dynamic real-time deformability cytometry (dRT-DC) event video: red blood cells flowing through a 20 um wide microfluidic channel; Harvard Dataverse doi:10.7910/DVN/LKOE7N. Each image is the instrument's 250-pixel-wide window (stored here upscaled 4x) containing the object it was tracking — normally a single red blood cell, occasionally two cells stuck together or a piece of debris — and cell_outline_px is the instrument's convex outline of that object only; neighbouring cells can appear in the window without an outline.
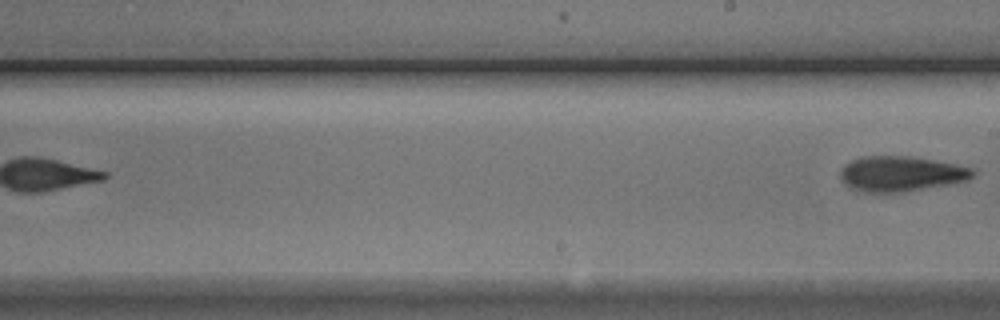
{"species": "Egyptian fruit bat (a non-hibernating species)", "species_latin": "Rousettus aegyptiacus", "temperature_condition": "cold", "stored_images_in_passage": 8, "segment_of_instrument_passage": [2, 2], "camera_frame_rate_fps": 3000, "um_per_image_px": 0.085, "animal": {"sex": "male"}, "frame": {"image": 1, "passage_image": 8, "time_ms": 9.0, "image_size_px": [1000, 320], "cell_outline_px": [[976, 172], [968, 180], [952, 184], [900, 192], [860, 192], [844, 184], [840, 180], [840, 168], [844, 164], [860, 156], [904, 156], [932, 160], [956, 164], [972, 168]], "centroid_in_image_um": [76.54, 14.77], "position_along_channel_um": 212.5, "area_um2": 27.28}}